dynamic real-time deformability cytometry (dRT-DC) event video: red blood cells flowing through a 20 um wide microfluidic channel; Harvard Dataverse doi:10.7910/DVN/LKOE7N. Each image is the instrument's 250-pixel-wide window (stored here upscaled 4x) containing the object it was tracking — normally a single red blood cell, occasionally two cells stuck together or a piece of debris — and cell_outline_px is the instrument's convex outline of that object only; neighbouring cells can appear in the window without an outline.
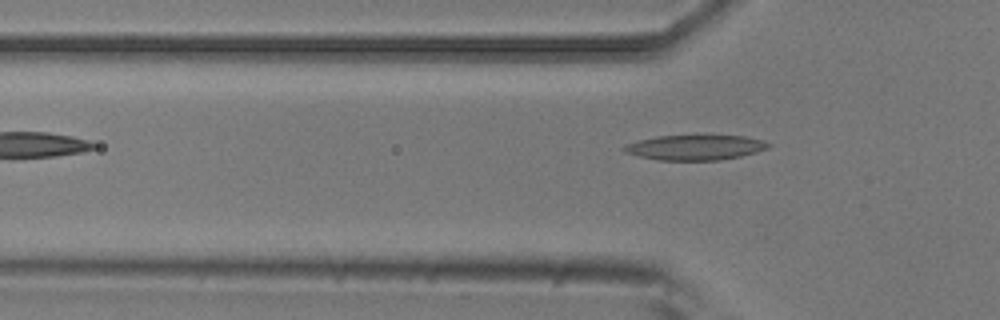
{"species": "common noctule bat (a hibernating species)", "species_latin": "Nyctalus noctula", "temperature_condition": "room temperature", "stored_images_in_passage": 5, "camera_frame_rate_fps": 3000, "um_per_image_px": 0.085, "animal": {"sex": "male", "body_mass_g": 20.5, "forearm_length_mm": 52.5}, "frame": {"image": 1, "passage_image": 5, "time_ms": 1.333, "image_size_px": [1000, 320], "cell_outline_px": [[772, 144], [768, 148], [756, 152], [740, 156], [720, 160], [660, 160], [640, 156], [624, 152], [620, 148], [624, 144], [656, 136], [744, 136], [764, 140]], "centroid_in_image_um": [59.08, 12.53], "position_along_channel_um": 66.7, "area_um2": 20.98}}